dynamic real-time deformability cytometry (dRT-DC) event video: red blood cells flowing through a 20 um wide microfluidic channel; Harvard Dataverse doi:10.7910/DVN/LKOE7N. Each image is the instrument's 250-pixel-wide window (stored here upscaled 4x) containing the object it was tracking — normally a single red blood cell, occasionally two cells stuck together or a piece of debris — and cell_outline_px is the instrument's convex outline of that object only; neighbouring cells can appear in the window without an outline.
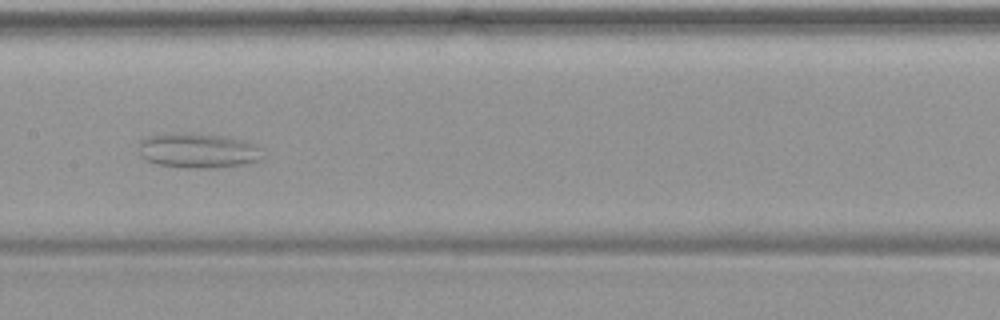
{"species": "common noctule bat (a hibernating species)", "species_latin": "Nyctalus noctula", "temperature_condition": "warm", "stored_images_in_passage": 51, "camera_frame_rate_fps": 3000, "um_per_image_px": 0.085, "animal": {"sex": "female", "body_mass_g": 19.9}, "frame": {"image": 1, "passage_image": 26, "time_ms": 8.333, "image_size_px": [1000, 320], "cell_outline_px": [[264, 160], [248, 164], [216, 168], [188, 168], [156, 164], [140, 156], [140, 140], [148, 136], [184, 132], [228, 136], [244, 140], [256, 144], [260, 148], [264, 156]], "centroid_in_image_um": [16.92, 12.8], "position_along_channel_um": 190.5, "area_um2": 25.66}}
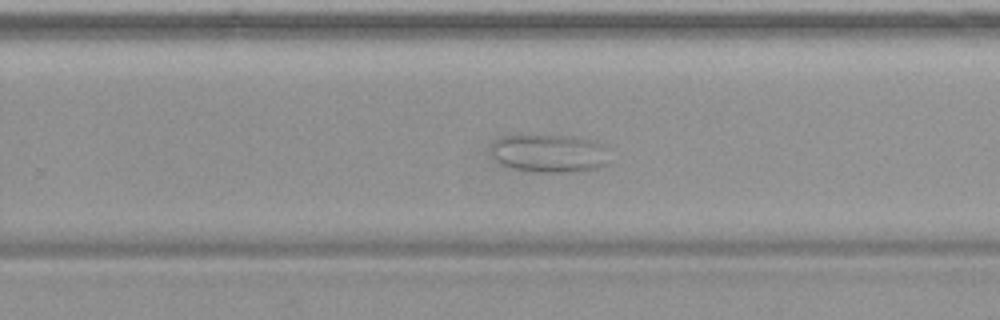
{"frame": {"image": 2, "passage_image": 33, "time_ms": 10.667, "image_size_px": [1000, 320], "cell_outline_px": [[608, 164], [596, 168], [568, 172], [532, 172], [512, 168], [500, 164], [492, 160], [492, 144], [500, 136], [572, 136], [592, 140], [604, 144]], "centroid_in_image_um": [46.65, 13.04], "position_along_channel_um": 283.1, "area_um2": 26.3}}
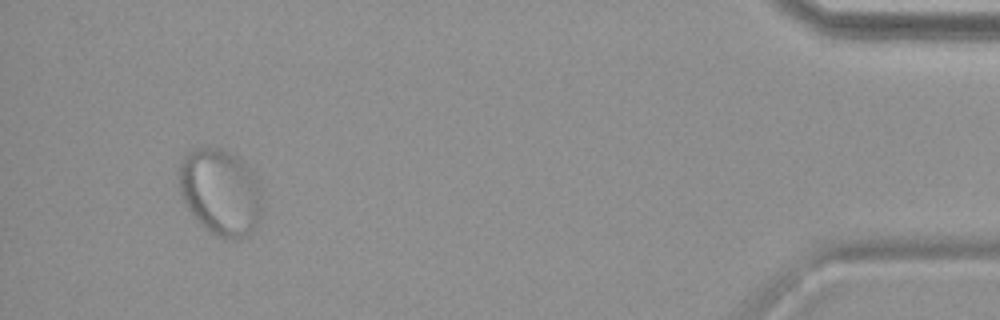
{"frame": {"image": 3, "passage_image": 48, "time_ms": 15.667, "image_size_px": [1000, 320], "cell_outline_px": [[260, 220], [256, 228], [248, 236], [240, 240], [232, 240], [216, 236], [188, 208], [180, 192], [180, 160], [184, 152], [196, 148], [220, 148], [228, 152], [240, 160], [252, 172], [260, 188]], "centroid_in_image_um": [18.74, 16.33], "position_along_channel_um": 416.5, "area_um2": 41.33}}